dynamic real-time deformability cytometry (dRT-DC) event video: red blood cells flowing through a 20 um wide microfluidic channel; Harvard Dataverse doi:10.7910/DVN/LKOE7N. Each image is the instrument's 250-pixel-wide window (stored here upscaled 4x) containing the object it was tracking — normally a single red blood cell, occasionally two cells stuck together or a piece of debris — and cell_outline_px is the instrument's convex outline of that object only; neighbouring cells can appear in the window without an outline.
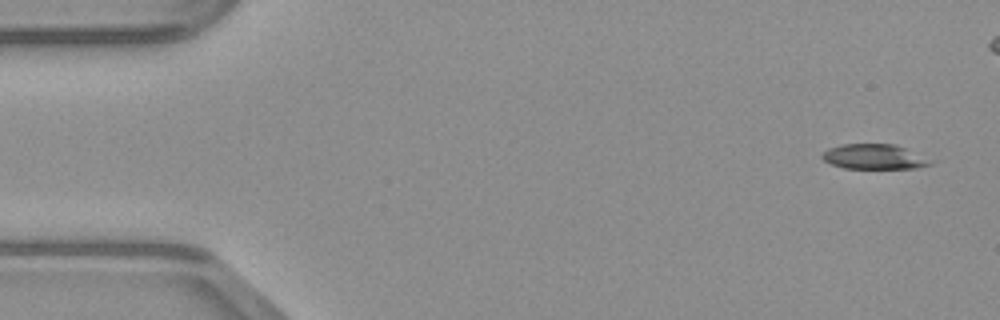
{"species": "common noctule bat (a hibernating species)", "species_latin": "Nyctalus noctula", "temperature_condition": "warm", "stored_images_in_passage": 43, "camera_frame_rate_fps": 3000, "um_per_image_px": 0.085, "animal": {"sex": "male", "body_mass_g": 23.1, "forearm_length_mm": 52.7}, "frame": {"image": 1, "passage_image": 1, "time_ms": 0.0, "image_size_px": [1000, 320], "cell_outline_px": [[940, 160], [932, 164], [916, 168], [844, 168], [832, 164], [824, 160], [820, 156], [828, 148], [840, 144], [896, 144]], "centroid_in_image_um": [74.44, 13.31], "position_along_channel_um": 10.6, "area_um2": 16.24}}
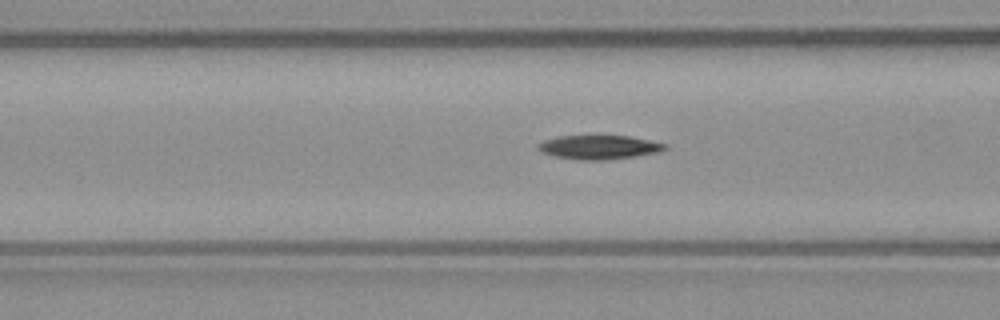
{"frame": {"image": 2, "passage_image": 17, "time_ms": 5.333, "image_size_px": [1000, 320], "cell_outline_px": [[668, 148], [660, 152], [608, 160], [580, 160], [556, 156], [540, 152], [536, 148], [536, 144], [544, 140], [556, 136], [632, 136], [668, 144]], "centroid_in_image_um": [50.92, 12.51], "position_along_channel_um": 115.7, "area_um2": 17.92}}
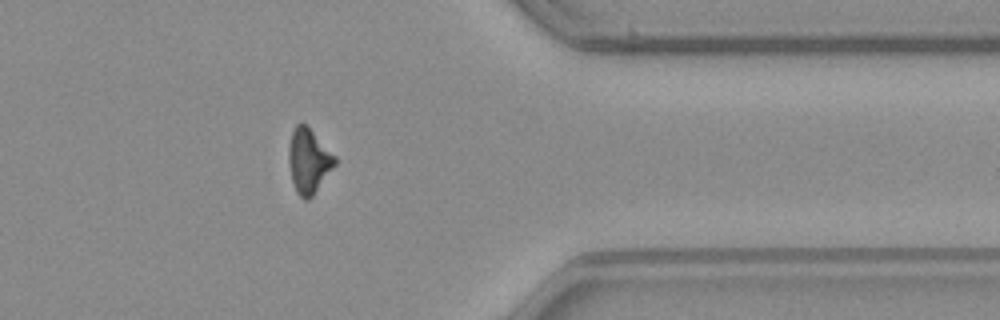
{"frame": {"image": 3, "passage_image": 37, "time_ms": 12.0, "image_size_px": [1000, 320], "cell_outline_px": [[336, 164], [312, 196], [308, 200], [304, 200], [296, 192], [292, 180], [288, 160], [288, 148], [292, 132], [296, 124], [304, 124], [336, 156]], "centroid_in_image_um": [26.22, 13.7], "position_along_channel_um": 385.2, "area_um2": 17.05}}